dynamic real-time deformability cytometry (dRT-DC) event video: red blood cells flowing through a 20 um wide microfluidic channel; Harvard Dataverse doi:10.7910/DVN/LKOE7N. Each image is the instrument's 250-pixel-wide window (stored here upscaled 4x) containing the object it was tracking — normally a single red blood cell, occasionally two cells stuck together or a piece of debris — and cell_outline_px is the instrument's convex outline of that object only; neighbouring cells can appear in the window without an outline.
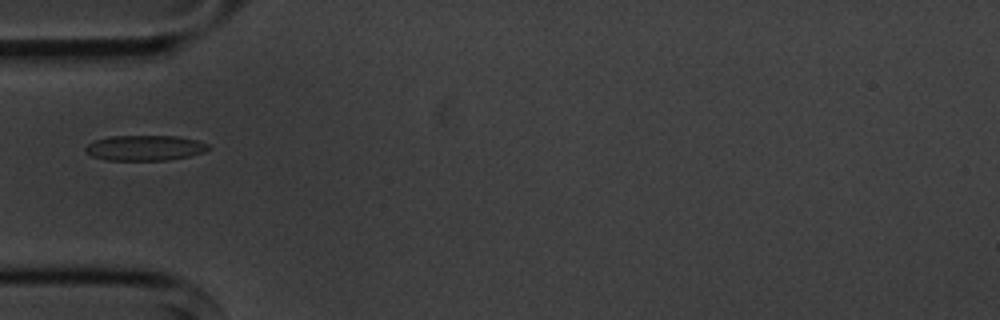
{"species": "common noctule bat (a hibernating species)", "species_latin": "Nyctalus noctula", "temperature_condition": "cold", "stored_images_in_passage": 5, "camera_frame_rate_fps": 3000, "um_per_image_px": 0.085, "animal": {"sex": "male", "body_mass_g": 20.1, "forearm_length_mm": 53.5}, "frame": {"image": 1, "passage_image": 1, "time_ms": 0.0, "image_size_px": [1000, 320], "cell_outline_px": [[212, 148], [204, 152], [188, 156], [168, 160], [104, 160], [92, 156], [84, 152], [84, 148], [88, 144], [96, 140], [108, 136], [176, 136], [196, 140], [208, 144]], "centroid_in_image_um": [12.3, 12.57], "position_along_channel_um": 72.7, "area_um2": 18.21}}
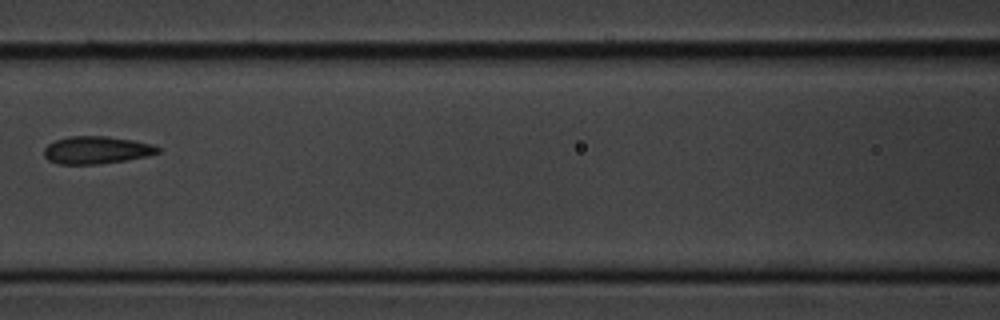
{"frame": {"image": 2, "passage_image": 3, "time_ms": 2.333, "image_size_px": [1000, 320], "cell_outline_px": [[160, 152], [148, 156], [100, 164], [60, 164], [48, 160], [44, 156], [44, 148], [48, 144], [56, 140], [68, 136], [104, 136], [132, 140], [152, 144], [160, 148]], "centroid_in_image_um": [8.19, 12.75], "position_along_channel_um": 158.4, "area_um2": 18.21}}
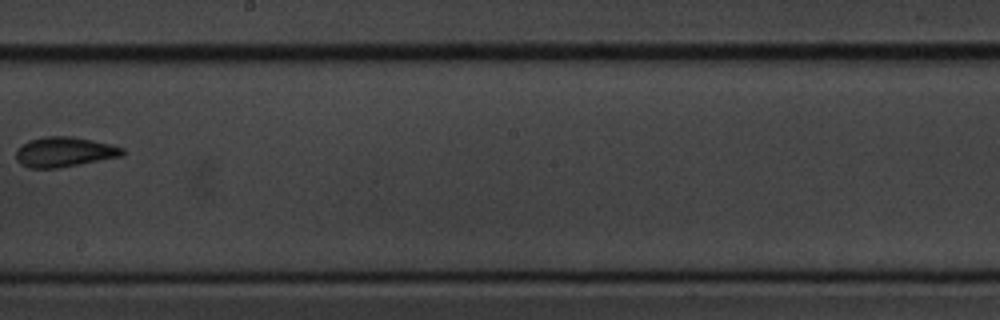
{"frame": {"image": 3, "passage_image": 5, "time_ms": 4.667, "image_size_px": [1000, 320], "cell_outline_px": [[124, 156], [56, 168], [28, 168], [20, 164], [16, 160], [16, 152], [28, 140], [44, 136], [72, 136], [112, 144], [124, 148]], "centroid_in_image_um": [5.49, 12.91], "position_along_channel_um": 242.7, "area_um2": 18.61}}